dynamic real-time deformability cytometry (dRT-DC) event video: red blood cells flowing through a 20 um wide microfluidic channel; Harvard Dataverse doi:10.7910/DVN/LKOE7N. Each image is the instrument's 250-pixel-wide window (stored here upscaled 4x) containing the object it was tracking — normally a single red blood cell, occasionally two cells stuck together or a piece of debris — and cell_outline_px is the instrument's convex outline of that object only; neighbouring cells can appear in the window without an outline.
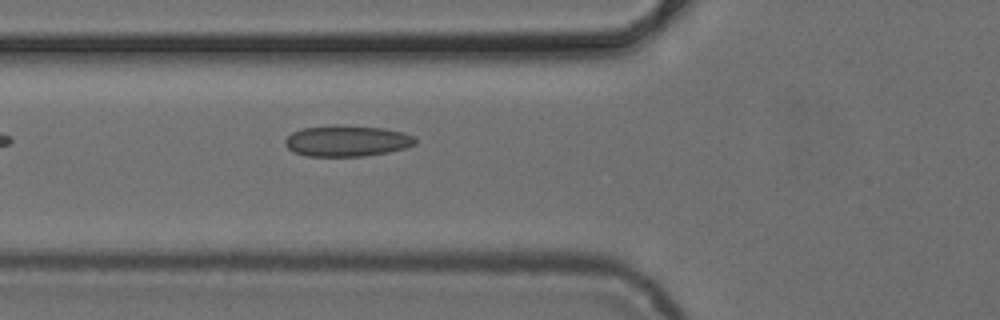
{"species": "common noctule bat (a hibernating species)", "species_latin": "Nyctalus noctula", "temperature_condition": "cold", "stored_images_in_passage": 3, "camera_frame_rate_fps": 3000, "um_per_image_px": 0.085, "animal": {"sex": "female", "body_mass_g": 24.6, "forearm_length_mm": 56.2}, "frame": {"image": 1, "passage_image": 3, "time_ms": 2.333, "image_size_px": [1000, 320], "cell_outline_px": [[416, 144], [404, 148], [388, 152], [364, 156], [308, 156], [292, 152], [284, 144], [284, 140], [292, 132], [304, 128], [336, 124], [384, 128], [404, 132], [412, 136], [416, 140]], "centroid_in_image_um": [29.47, 11.97], "position_along_channel_um": 96.3, "area_um2": 23.7}}